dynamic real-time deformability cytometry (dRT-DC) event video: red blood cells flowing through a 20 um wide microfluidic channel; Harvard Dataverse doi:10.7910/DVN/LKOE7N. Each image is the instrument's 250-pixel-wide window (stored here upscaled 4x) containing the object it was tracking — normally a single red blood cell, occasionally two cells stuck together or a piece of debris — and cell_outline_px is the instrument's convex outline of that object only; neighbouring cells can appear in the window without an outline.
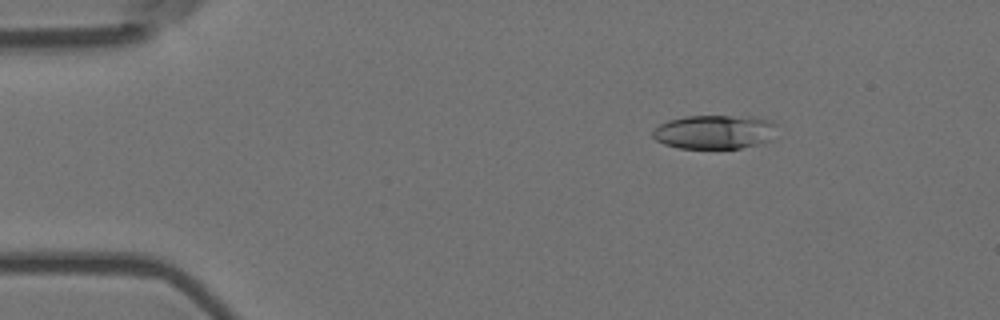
{"species": "Egyptian fruit bat (a non-hibernating species)", "species_latin": "Rousettus aegyptiacus", "temperature_condition": "room temperature", "stored_images_in_passage": 5, "camera_frame_rate_fps": 3000, "um_per_image_px": 0.085, "animal": {"sex": "female"}, "frame": {"image": 1, "passage_image": 3, "time_ms": 0.667, "image_size_px": [1000, 320], "cell_outline_px": [[776, 124], [772, 140], [760, 144], [740, 148], [680, 148], [664, 144], [656, 140], [652, 136], [652, 132], [660, 124], [668, 120], [684, 116], [728, 116], [772, 120]], "centroid_in_image_um": [60.72, 11.22], "position_along_channel_um": 24.3, "area_um2": 24.45}}